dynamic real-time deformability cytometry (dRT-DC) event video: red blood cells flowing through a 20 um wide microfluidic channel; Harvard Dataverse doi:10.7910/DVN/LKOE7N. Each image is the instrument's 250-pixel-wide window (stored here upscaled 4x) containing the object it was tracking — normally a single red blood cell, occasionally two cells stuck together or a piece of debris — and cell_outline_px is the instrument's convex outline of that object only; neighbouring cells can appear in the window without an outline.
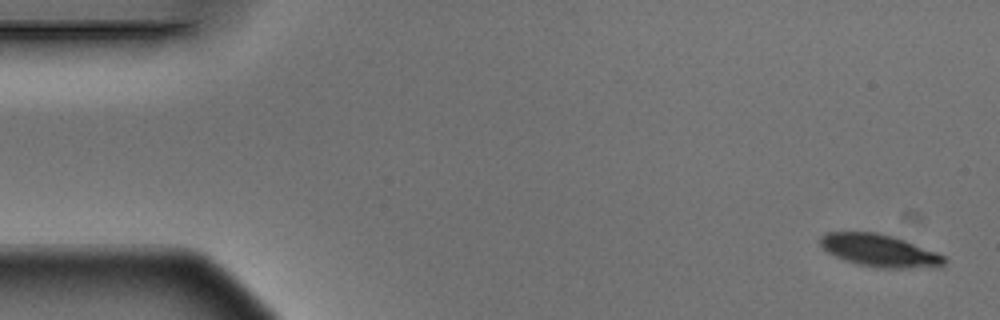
{"species": "Egyptian fruit bat (a non-hibernating species)", "species_latin": "Rousettus aegyptiacus", "temperature_condition": "warm", "stored_images_in_passage": 6, "camera_frame_rate_fps": 3000, "um_per_image_px": 0.085, "animal": {"sex": "male"}, "frame": {"image": 1, "passage_image": 1, "time_ms": 0.0, "image_size_px": [1000, 320], "cell_outline_px": [[948, 260], [940, 268], [876, 268], [856, 264], [844, 260], [828, 252], [820, 244], [820, 236], [824, 232], [876, 232], [892, 236], [904, 240], [936, 252], [944, 256]], "centroid_in_image_um": [74.78, 21.31], "position_along_channel_um": 10.2, "area_um2": 23.64}}
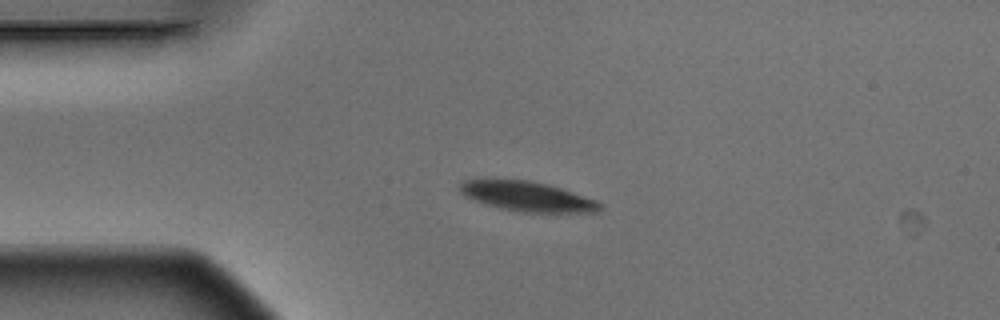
{"frame": {"image": 2, "passage_image": 4, "time_ms": 1.0, "image_size_px": [1000, 320], "cell_outline_px": [[604, 208], [600, 212], [524, 212], [500, 208], [484, 204], [464, 196], [460, 192], [460, 184], [464, 180], [488, 176], [528, 180], [548, 184], [596, 200], [604, 204]], "centroid_in_image_um": [44.75, 16.65], "position_along_channel_um": 40.2, "area_um2": 25.09}}
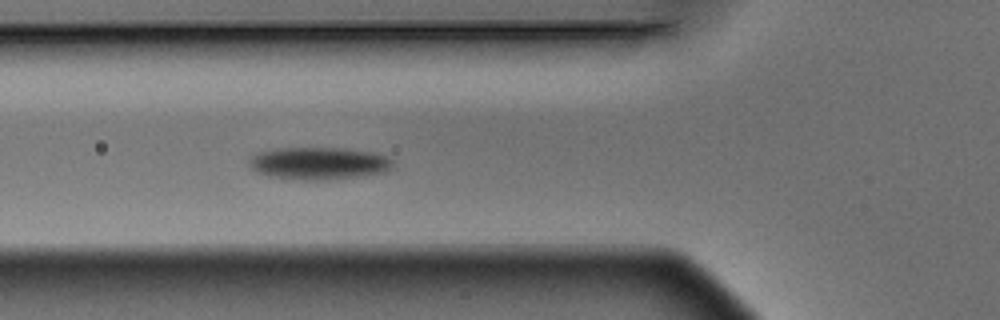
{"frame": {"image": 3, "passage_image": 6, "time_ms": 1.667, "image_size_px": [1000, 320], "cell_outline_px": [[396, 160], [392, 168], [388, 172], [364, 176], [316, 180], [284, 180], [268, 176], [256, 172], [248, 168], [248, 160], [256, 152], [280, 148], [348, 148], [376, 152], [388, 156]], "centroid_in_image_um": [27.12, 13.89], "position_along_channel_um": 98.7, "area_um2": 28.09}}